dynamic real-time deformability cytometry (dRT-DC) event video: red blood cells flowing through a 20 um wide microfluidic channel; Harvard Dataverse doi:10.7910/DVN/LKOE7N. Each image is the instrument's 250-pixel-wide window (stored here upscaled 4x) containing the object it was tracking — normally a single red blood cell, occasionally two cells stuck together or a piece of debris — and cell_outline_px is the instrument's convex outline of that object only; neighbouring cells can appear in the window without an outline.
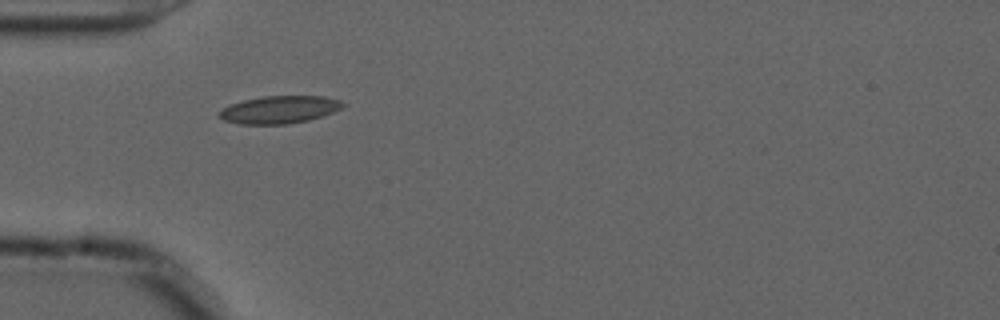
{"species": "common noctule bat (a hibernating species)", "species_latin": "Nyctalus noctula", "temperature_condition": "cold", "stored_images_in_passage": 39, "camera_frame_rate_fps": 3000, "um_per_image_px": 0.085, "animal": {"sex": "male", "forearm_length_mm": 52.5}, "frame": {"image": 1, "passage_image": 1, "time_ms": 0.0, "image_size_px": [1000, 320], "cell_outline_px": [[344, 104], [340, 108], [332, 112], [308, 120], [288, 124], [240, 124], [224, 120], [216, 112], [220, 108], [244, 100], [264, 96], [324, 96], [340, 100]], "centroid_in_image_um": [23.7, 9.32], "position_along_channel_um": 61.3, "area_um2": 19.71}}
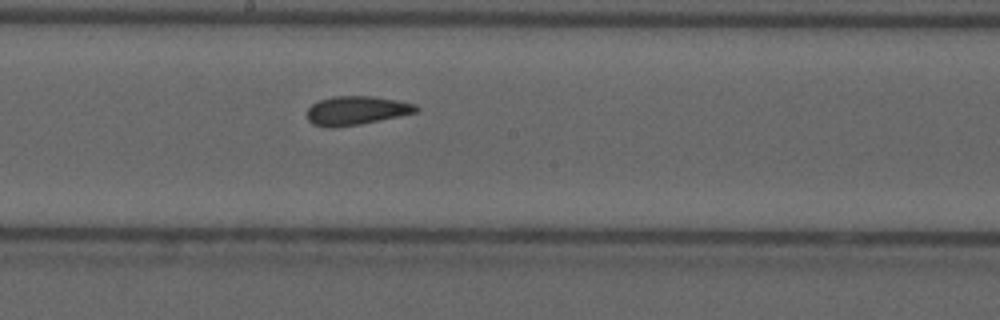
{"frame": {"image": 2, "passage_image": 14, "time_ms": 4.333, "image_size_px": [1000, 320], "cell_outline_px": [[420, 108], [416, 112], [360, 124], [332, 128], [328, 128], [312, 124], [308, 120], [308, 108], [312, 104], [320, 100], [332, 96], [372, 96], [396, 100], [416, 104]], "centroid_in_image_um": [30.27, 9.39], "position_along_channel_um": 217.9, "area_um2": 18.21}}
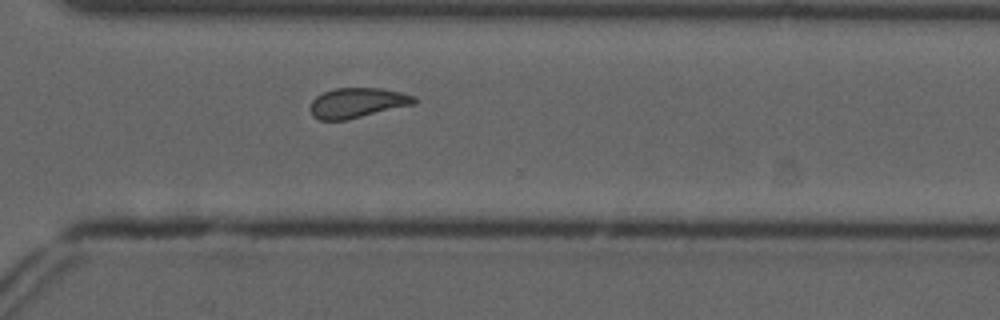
{"frame": {"image": 3, "passage_image": 24, "time_ms": 7.667, "image_size_px": [1000, 320], "cell_outline_px": [[416, 104], [348, 120], [320, 120], [312, 116], [308, 108], [312, 100], [316, 96], [324, 92], [336, 88], [384, 88], [416, 96]], "centroid_in_image_um": [30.37, 8.75], "position_along_channel_um": 340.2, "area_um2": 18.5}, "authors_computed_cell_mechanics": {"area_um2": 18.4382, "velocity_mm_per_s": 3.6807, "shape_relaxation_time_tau1_ms": null, "shape_relaxation_time_tau2_ms": 1.7935, "deformation_change_tau1": null, "deformation_change_tau2": 0.0501}}